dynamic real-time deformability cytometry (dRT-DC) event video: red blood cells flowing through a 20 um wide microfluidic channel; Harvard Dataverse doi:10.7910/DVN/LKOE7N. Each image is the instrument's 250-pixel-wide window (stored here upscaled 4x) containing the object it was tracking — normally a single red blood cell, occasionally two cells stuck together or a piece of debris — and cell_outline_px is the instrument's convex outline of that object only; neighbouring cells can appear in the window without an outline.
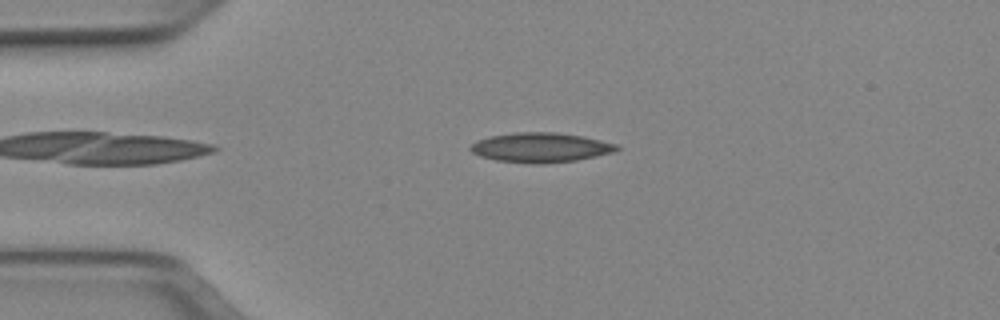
{"species": "Egyptian fruit bat (a non-hibernating species)", "species_latin": "Rousettus aegyptiacus", "temperature_condition": "cold", "stored_images_in_passage": 43, "camera_frame_rate_fps": 3000, "um_per_image_px": 0.085, "animal": {"sex": "female"}, "frame": {"image": 1, "passage_image": 4, "time_ms": 1.0, "image_size_px": [1000, 320], "cell_outline_px": [[620, 148], [612, 152], [596, 156], [576, 160], [544, 164], [540, 164], [496, 160], [480, 156], [472, 152], [468, 148], [476, 140], [492, 136], [516, 132], [556, 132], [584, 136], [616, 144]], "centroid_in_image_um": [45.94, 12.53], "position_along_channel_um": 39.1, "area_um2": 25.14}}
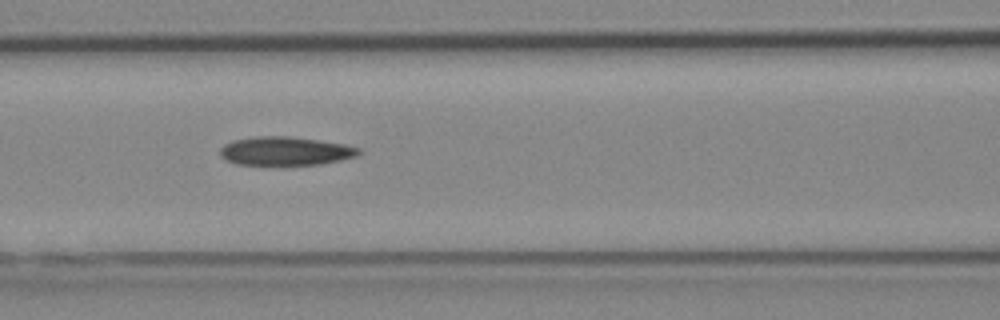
{"frame": {"image": 2, "passage_image": 14, "time_ms": 4.333, "image_size_px": [1000, 320], "cell_outline_px": [[360, 152], [356, 156], [340, 160], [320, 164], [236, 164], [224, 160], [220, 156], [220, 148], [224, 144], [232, 140], [256, 136], [288, 136], [344, 144], [360, 148]], "centroid_in_image_um": [24.2, 12.83], "position_along_channel_um": 142.4, "area_um2": 22.95}}
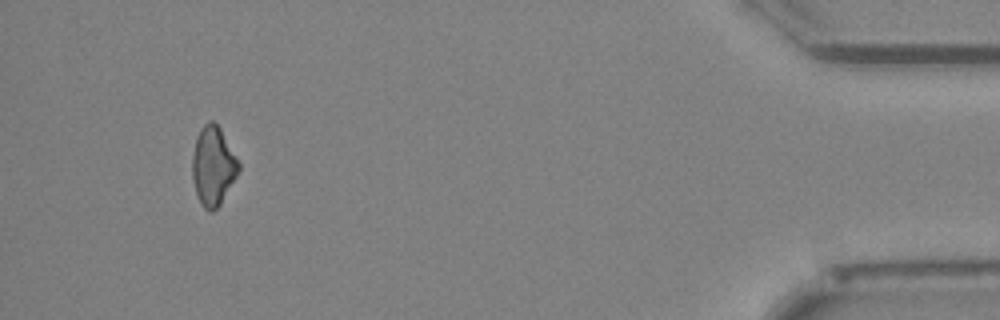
{"frame": {"image": 3, "passage_image": 40, "time_ms": 13.0, "image_size_px": [1000, 320], "cell_outline_px": [[240, 172], [220, 204], [212, 212], [208, 212], [200, 204], [196, 192], [192, 176], [192, 156], [196, 136], [200, 128], [208, 120], [212, 120], [220, 128], [240, 164]], "centroid_in_image_um": [18.11, 14.12], "position_along_channel_um": 417.1, "area_um2": 21.44}}